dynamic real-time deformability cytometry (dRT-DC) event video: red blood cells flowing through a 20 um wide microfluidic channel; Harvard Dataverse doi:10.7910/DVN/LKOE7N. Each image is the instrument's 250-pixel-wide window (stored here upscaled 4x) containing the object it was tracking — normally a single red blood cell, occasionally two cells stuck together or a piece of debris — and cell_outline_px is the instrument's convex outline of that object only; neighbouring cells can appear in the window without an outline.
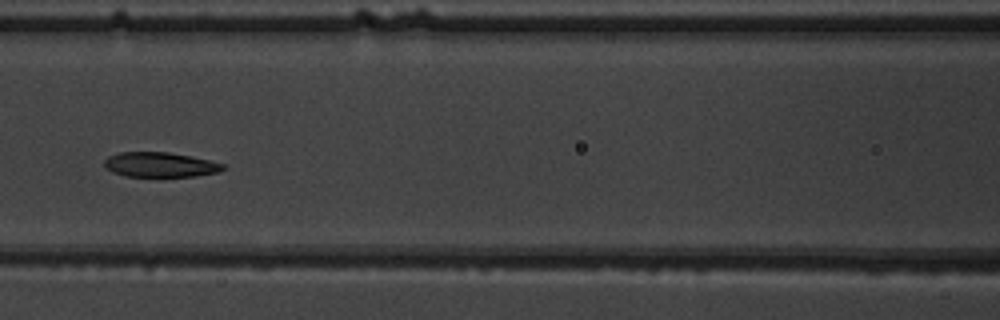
{"species": "common noctule bat (a hibernating species)", "species_latin": "Nyctalus noctula", "temperature_condition": "warm", "stored_images_in_passage": 7, "camera_frame_rate_fps": 3000, "um_per_image_px": 0.085, "animal": {"sex": "male", "body_mass_g": 19.5, "forearm_length_mm": 54.6}, "frame": {"image": 1, "passage_image": 6, "time_ms": 6.0, "image_size_px": [1000, 320], "cell_outline_px": [[228, 168], [220, 172], [196, 176], [124, 176], [112, 172], [104, 168], [104, 160], [108, 156], [120, 152], [168, 152], [192, 156], [228, 164]], "centroid_in_image_um": [13.67, 13.99], "position_along_channel_um": 152.9, "area_um2": 17.51}}
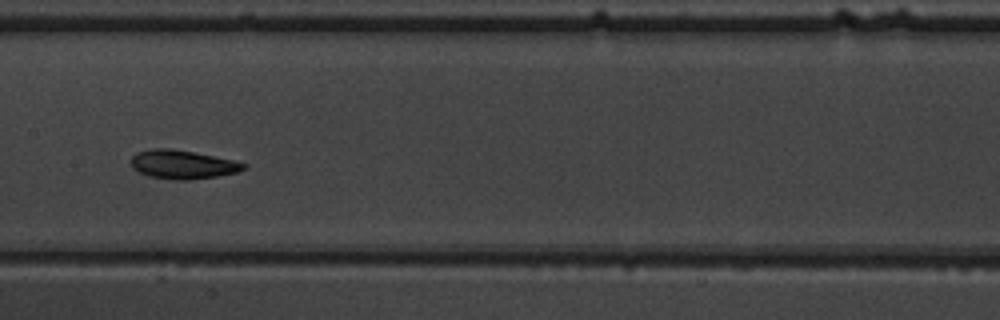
{"frame": {"image": 2, "passage_image": 7, "time_ms": 7.0, "image_size_px": [1000, 320], "cell_outline_px": [[248, 164], [244, 168], [236, 172], [216, 176], [188, 180], [176, 180], [148, 176], [132, 168], [132, 156], [136, 152], [152, 148], [172, 148], [232, 160]], "centroid_in_image_um": [15.48, 13.97], "position_along_channel_um": 191.9, "area_um2": 18.61}}